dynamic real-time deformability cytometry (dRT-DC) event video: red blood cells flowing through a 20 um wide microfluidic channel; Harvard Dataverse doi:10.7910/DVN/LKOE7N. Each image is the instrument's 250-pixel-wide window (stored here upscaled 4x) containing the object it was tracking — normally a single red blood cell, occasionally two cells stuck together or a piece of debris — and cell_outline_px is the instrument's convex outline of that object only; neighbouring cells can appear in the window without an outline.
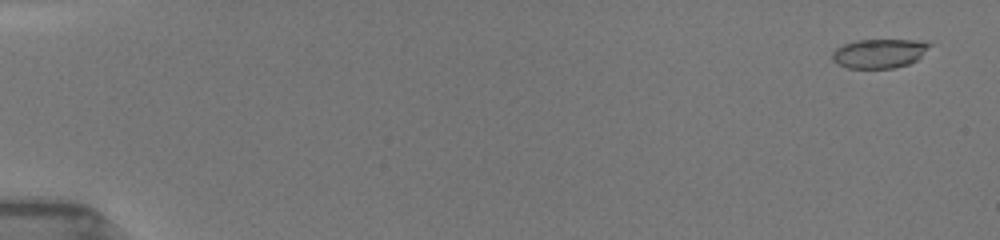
{"species": "common noctule bat (a hibernating species)", "species_latin": "Nyctalus noctula", "temperature_condition": "room temperature", "stored_images_in_passage": 65, "camera_frame_rate_fps": 3000, "um_per_image_px": 0.085, "animal": {"sex": "female", "body_mass_g": 19.5, "forearm_length_mm": 54.1}, "frame": {"image": 1, "passage_image": 5, "time_ms": 0.667, "image_size_px": [1000, 240], "cell_outline_px": [[932, 44], [916, 60], [908, 64], [892, 68], [848, 68], [836, 64], [832, 60], [832, 52], [836, 48], [844, 44], [856, 40], [916, 40]], "centroid_in_image_um": [74.68, 4.54], "position_along_channel_um": 10.3, "area_um2": 16.42}}
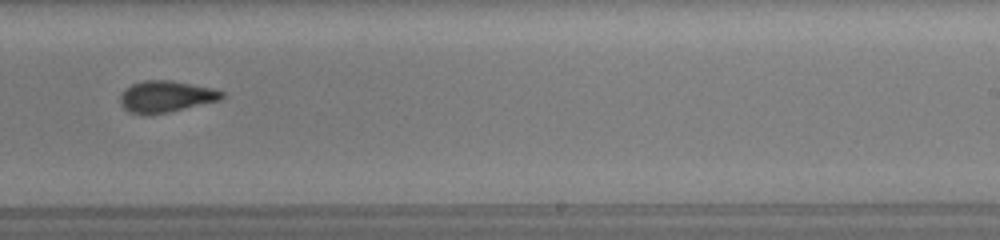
{"frame": {"image": 2, "passage_image": 42, "time_ms": 11.333, "image_size_px": [1000, 240], "cell_outline_px": [[224, 96], [220, 100], [168, 112], [144, 116], [128, 112], [120, 104], [120, 96], [124, 88], [132, 84], [144, 80], [168, 80], [212, 88], [224, 92]], "centroid_in_image_um": [14.05, 8.22], "position_along_channel_um": 275.0, "area_um2": 18.73}}
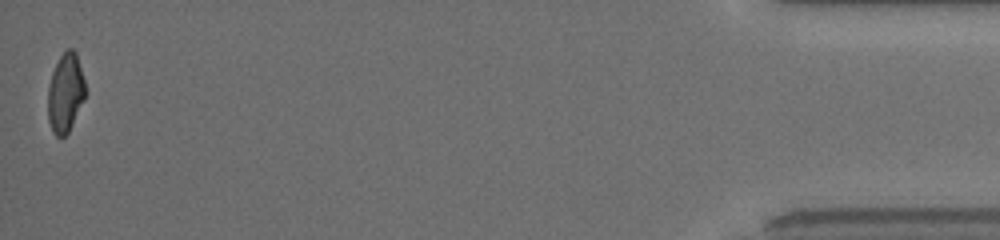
{"frame": {"image": 3, "passage_image": 65, "time_ms": 17.333, "image_size_px": [1000, 240], "cell_outline_px": [[88, 92], [68, 132], [64, 136], [56, 136], [52, 132], [48, 120], [48, 84], [52, 72], [60, 56], [68, 48], [72, 48], [76, 52]], "centroid_in_image_um": [5.57, 7.88], "position_along_channel_um": 429.6, "area_um2": 17.4}, "authors_computed_cell_mechanics": {"area_um2": 18.1492, "velocity_mm_per_s": 3.9673, "shape_relaxation_time_tau1_ms": 4.7886, "shape_relaxation_time_tau2_ms": 1.6892, "deformation_change_tau1": 0.1696, "deformation_change_tau2": 0.0798}}